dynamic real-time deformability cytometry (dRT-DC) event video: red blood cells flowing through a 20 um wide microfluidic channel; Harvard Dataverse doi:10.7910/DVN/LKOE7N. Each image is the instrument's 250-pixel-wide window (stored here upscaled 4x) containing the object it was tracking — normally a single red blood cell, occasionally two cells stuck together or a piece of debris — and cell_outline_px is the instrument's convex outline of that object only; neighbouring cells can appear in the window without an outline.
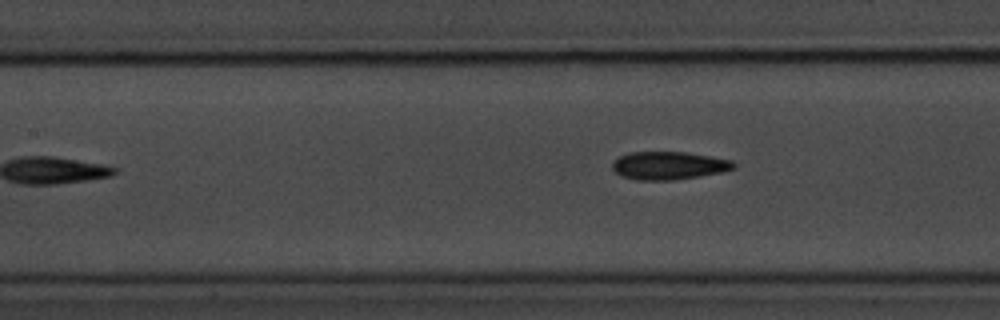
{"species": "common noctule bat (a hibernating species)", "species_latin": "Nyctalus noctula", "temperature_condition": "room temperature", "stored_images_in_passage": 8, "camera_frame_rate_fps": 3000, "um_per_image_px": 0.085, "animal": {"sex": "male", "body_mass_g": 20.1, "forearm_length_mm": 53.5}, "frame": {"image": 1, "passage_image": 8, "time_ms": 9.0, "image_size_px": [1000, 320], "cell_outline_px": [[736, 168], [720, 172], [700, 176], [672, 180], [636, 180], [624, 176], [616, 172], [612, 168], [612, 164], [620, 156], [628, 152], [684, 152], [732, 160], [736, 164]], "centroid_in_image_um": [56.85, 14.07], "position_along_channel_um": 150.5, "area_um2": 19.59}}